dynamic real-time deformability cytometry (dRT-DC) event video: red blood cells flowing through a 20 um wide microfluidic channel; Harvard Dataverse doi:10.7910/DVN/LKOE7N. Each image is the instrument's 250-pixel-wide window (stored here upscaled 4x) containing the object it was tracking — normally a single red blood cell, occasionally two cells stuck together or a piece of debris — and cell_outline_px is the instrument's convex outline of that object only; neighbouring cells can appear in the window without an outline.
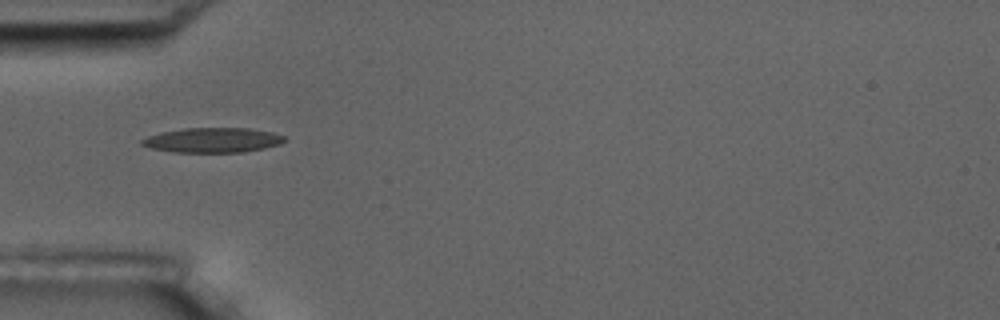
{"species": "common noctule bat (a hibernating species)", "species_latin": "Nyctalus noctula", "temperature_condition": "room temperature", "stored_images_in_passage": 7, "camera_frame_rate_fps": 3000, "um_per_image_px": 0.085, "animal": {"sex": "male", "body_mass_g": 17.5, "forearm_length_mm": 52.3}, "frame": {"image": 1, "passage_image": 5, "time_ms": 4.667, "image_size_px": [1000, 320], "cell_outline_px": [[288, 140], [280, 144], [264, 148], [244, 152], [172, 152], [152, 148], [140, 144], [140, 140], [148, 136], [160, 132], [184, 128], [248, 128], [272, 132], [284, 136]], "centroid_in_image_um": [18.08, 11.91], "position_along_channel_um": 66.9, "area_um2": 20.69}}